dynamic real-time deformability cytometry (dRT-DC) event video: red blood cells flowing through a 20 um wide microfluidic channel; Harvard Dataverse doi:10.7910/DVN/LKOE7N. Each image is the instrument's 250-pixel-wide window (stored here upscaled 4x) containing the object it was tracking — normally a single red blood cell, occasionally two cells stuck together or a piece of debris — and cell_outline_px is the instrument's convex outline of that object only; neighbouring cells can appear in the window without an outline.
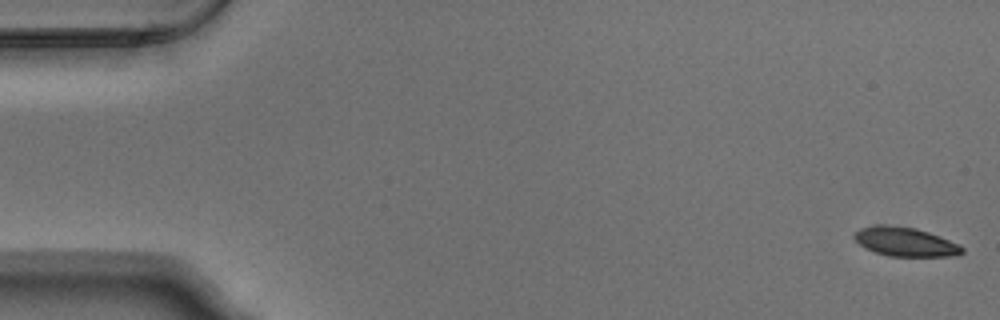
{"species": "Egyptian fruit bat (a non-hibernating species)", "species_latin": "Rousettus aegyptiacus", "temperature_condition": "warm", "stored_images_in_passage": 54, "camera_frame_rate_fps": 3000, "um_per_image_px": 0.085, "animal": {"sex": "male"}, "frame": {"image": 1, "passage_image": 1, "time_ms": 0.0, "image_size_px": [1000, 320], "cell_outline_px": [[964, 252], [956, 256], [888, 256], [864, 248], [852, 236], [860, 228], [876, 224], [884, 224], [916, 228], [928, 232], [960, 244], [964, 248]], "centroid_in_image_um": [76.95, 20.55], "position_along_channel_um": 8.1, "area_um2": 18.32}}
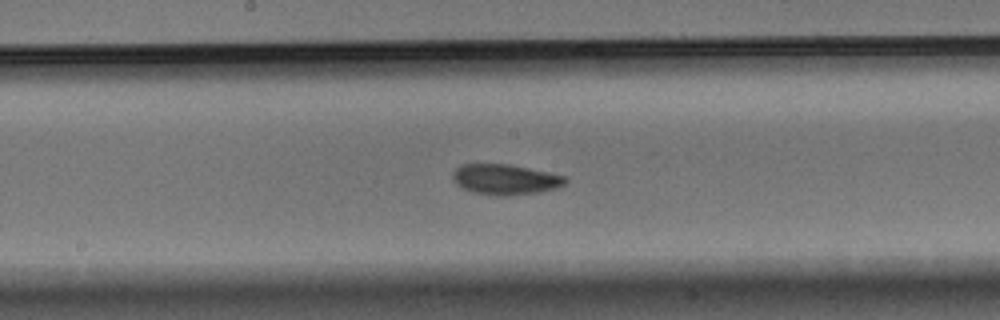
{"frame": {"image": 2, "passage_image": 28, "time_ms": 9.0, "image_size_px": [1000, 320], "cell_outline_px": [[568, 180], [564, 184], [556, 188], [536, 192], [504, 196], [496, 196], [472, 192], [456, 184], [452, 180], [452, 172], [460, 164], [508, 164], [568, 176]], "centroid_in_image_um": [42.92, 15.24], "position_along_channel_um": 205.3, "area_um2": 20.0}}
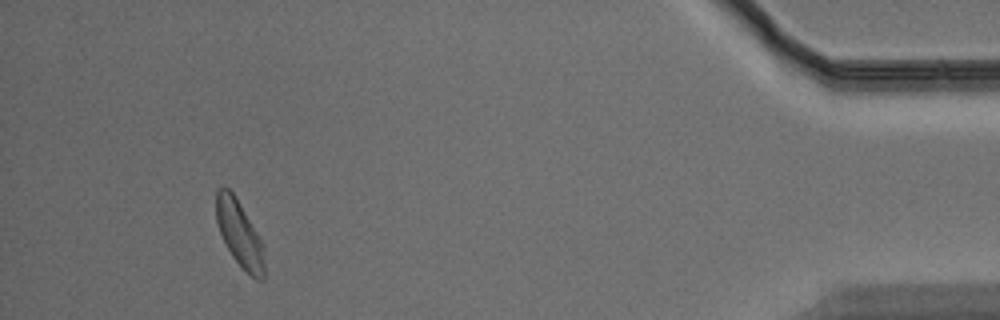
{"frame": {"image": 3, "passage_image": 50, "time_ms": 16.333, "image_size_px": [1000, 320], "cell_outline_px": [[264, 280], [256, 280], [232, 256], [220, 232], [216, 220], [216, 188], [228, 188], [232, 192], [264, 244]], "centroid_in_image_um": [20.37, 19.88], "position_along_channel_um": 414.8, "area_um2": 18.15}, "authors_computed_cell_mechanics": {"area_um2": 19.2763, "velocity_mm_per_s": 3.7479, "shape_relaxation_time_tau1_ms": 3.0802, "shape_relaxation_time_tau2_ms": 2.8193, "deformation_change_tau1": 0.1171, "deformation_change_tau2": 0.0903}}